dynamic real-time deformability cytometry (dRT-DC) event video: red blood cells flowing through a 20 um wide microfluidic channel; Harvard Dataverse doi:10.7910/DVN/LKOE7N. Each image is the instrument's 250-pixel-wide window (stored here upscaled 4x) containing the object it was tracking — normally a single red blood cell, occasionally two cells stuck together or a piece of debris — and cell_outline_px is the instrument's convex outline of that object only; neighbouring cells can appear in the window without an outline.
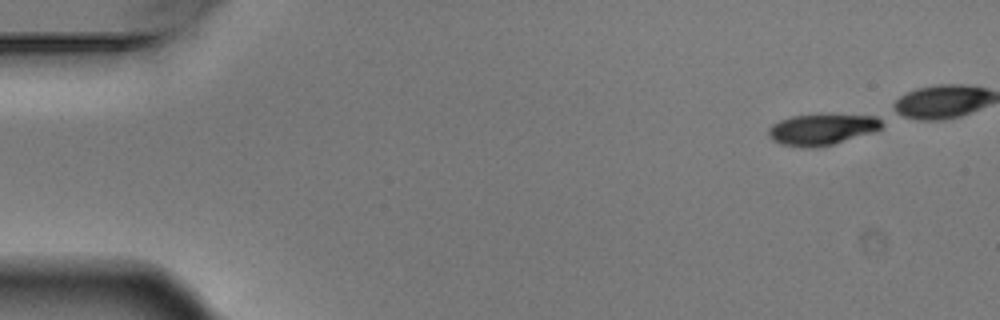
{"species": "Egyptian fruit bat (a non-hibernating species)", "species_latin": "Rousettus aegyptiacus", "temperature_condition": "warm", "stored_images_in_passage": 5, "camera_frame_rate_fps": 3000, "um_per_image_px": 0.085, "animal": {"sex": "male"}, "frame": {"image": 1, "passage_image": 1, "time_ms": 0.0, "image_size_px": [1000, 320], "cell_outline_px": [[880, 128], [872, 132], [832, 144], [816, 148], [800, 148], [780, 144], [772, 140], [768, 136], [768, 128], [772, 124], [780, 120], [792, 116], [820, 112], [832, 112], [876, 116], [880, 120]], "centroid_in_image_um": [69.81, 10.96], "position_along_channel_um": 15.2, "area_um2": 21.33}}
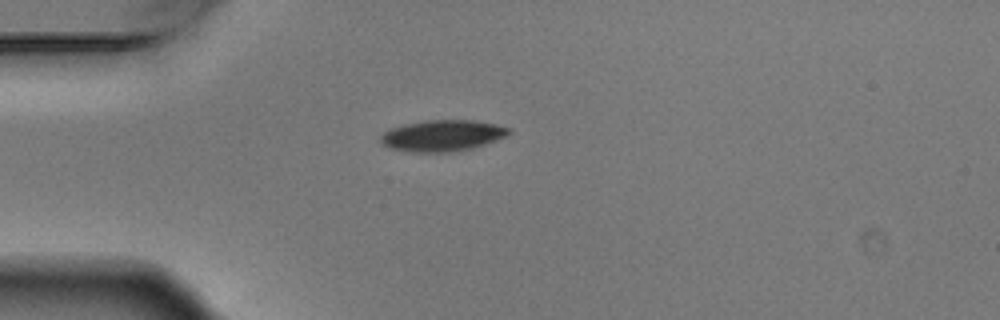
{"frame": {"image": 2, "passage_image": 5, "time_ms": 1.333, "image_size_px": [1000, 320], "cell_outline_px": [[512, 132], [508, 136], [472, 148], [452, 152], [412, 152], [392, 148], [384, 144], [380, 140], [380, 136], [384, 132], [392, 128], [404, 124], [424, 120], [472, 120], [496, 124], [512, 128]], "centroid_in_image_um": [37.65, 11.52], "position_along_channel_um": 47.3, "area_um2": 23.35}}